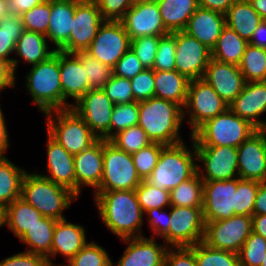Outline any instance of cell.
Returning <instances> with one entry per match:
<instances>
[{"label": "cell", "instance_id": "obj_1", "mask_svg": "<svg viewBox=\"0 0 266 266\" xmlns=\"http://www.w3.org/2000/svg\"><path fill=\"white\" fill-rule=\"evenodd\" d=\"M94 205L102 223L121 239L143 236L144 214L135 190L94 191Z\"/></svg>", "mask_w": 266, "mask_h": 266}, {"label": "cell", "instance_id": "obj_2", "mask_svg": "<svg viewBox=\"0 0 266 266\" xmlns=\"http://www.w3.org/2000/svg\"><path fill=\"white\" fill-rule=\"evenodd\" d=\"M138 126L152 142L175 145L183 142L180 134L183 127V109L157 97L139 101Z\"/></svg>", "mask_w": 266, "mask_h": 266}, {"label": "cell", "instance_id": "obj_3", "mask_svg": "<svg viewBox=\"0 0 266 266\" xmlns=\"http://www.w3.org/2000/svg\"><path fill=\"white\" fill-rule=\"evenodd\" d=\"M189 138V148L184 141L162 148L157 165L146 179L149 184L170 192L197 172L194 140L191 136Z\"/></svg>", "mask_w": 266, "mask_h": 266}, {"label": "cell", "instance_id": "obj_4", "mask_svg": "<svg viewBox=\"0 0 266 266\" xmlns=\"http://www.w3.org/2000/svg\"><path fill=\"white\" fill-rule=\"evenodd\" d=\"M21 198L34 206L44 217L58 221L66 219L64 210L70 208L78 196L37 171H27L22 182Z\"/></svg>", "mask_w": 266, "mask_h": 266}, {"label": "cell", "instance_id": "obj_5", "mask_svg": "<svg viewBox=\"0 0 266 266\" xmlns=\"http://www.w3.org/2000/svg\"><path fill=\"white\" fill-rule=\"evenodd\" d=\"M25 88L42 114L63 109L59 50L47 60L32 65L25 75Z\"/></svg>", "mask_w": 266, "mask_h": 266}, {"label": "cell", "instance_id": "obj_6", "mask_svg": "<svg viewBox=\"0 0 266 266\" xmlns=\"http://www.w3.org/2000/svg\"><path fill=\"white\" fill-rule=\"evenodd\" d=\"M43 115L47 133L73 156L99 139L72 108L53 110Z\"/></svg>", "mask_w": 266, "mask_h": 266}, {"label": "cell", "instance_id": "obj_7", "mask_svg": "<svg viewBox=\"0 0 266 266\" xmlns=\"http://www.w3.org/2000/svg\"><path fill=\"white\" fill-rule=\"evenodd\" d=\"M257 130L248 120L229 108L201 125L191 137L195 146L238 147Z\"/></svg>", "mask_w": 266, "mask_h": 266}, {"label": "cell", "instance_id": "obj_8", "mask_svg": "<svg viewBox=\"0 0 266 266\" xmlns=\"http://www.w3.org/2000/svg\"><path fill=\"white\" fill-rule=\"evenodd\" d=\"M141 182L131 154L103 139V175L95 191L135 190Z\"/></svg>", "mask_w": 266, "mask_h": 266}, {"label": "cell", "instance_id": "obj_9", "mask_svg": "<svg viewBox=\"0 0 266 266\" xmlns=\"http://www.w3.org/2000/svg\"><path fill=\"white\" fill-rule=\"evenodd\" d=\"M229 106L203 79L190 80L183 107V120L191 128L190 136L206 121L224 113ZM188 120V121H187Z\"/></svg>", "mask_w": 266, "mask_h": 266}, {"label": "cell", "instance_id": "obj_10", "mask_svg": "<svg viewBox=\"0 0 266 266\" xmlns=\"http://www.w3.org/2000/svg\"><path fill=\"white\" fill-rule=\"evenodd\" d=\"M170 227L162 238L168 247H191L204 238L202 207L171 206Z\"/></svg>", "mask_w": 266, "mask_h": 266}, {"label": "cell", "instance_id": "obj_11", "mask_svg": "<svg viewBox=\"0 0 266 266\" xmlns=\"http://www.w3.org/2000/svg\"><path fill=\"white\" fill-rule=\"evenodd\" d=\"M252 232L251 216L234 215L228 219L205 223L203 242L212 248L238 254Z\"/></svg>", "mask_w": 266, "mask_h": 266}, {"label": "cell", "instance_id": "obj_12", "mask_svg": "<svg viewBox=\"0 0 266 266\" xmlns=\"http://www.w3.org/2000/svg\"><path fill=\"white\" fill-rule=\"evenodd\" d=\"M105 22L95 0H75V13L68 43L61 49L67 53L85 52Z\"/></svg>", "mask_w": 266, "mask_h": 266}, {"label": "cell", "instance_id": "obj_13", "mask_svg": "<svg viewBox=\"0 0 266 266\" xmlns=\"http://www.w3.org/2000/svg\"><path fill=\"white\" fill-rule=\"evenodd\" d=\"M195 150L197 172L203 181L231 180L238 177L237 147L195 146Z\"/></svg>", "mask_w": 266, "mask_h": 266}, {"label": "cell", "instance_id": "obj_14", "mask_svg": "<svg viewBox=\"0 0 266 266\" xmlns=\"http://www.w3.org/2000/svg\"><path fill=\"white\" fill-rule=\"evenodd\" d=\"M130 42V37L120 21H105L85 52L113 68L130 49Z\"/></svg>", "mask_w": 266, "mask_h": 266}, {"label": "cell", "instance_id": "obj_15", "mask_svg": "<svg viewBox=\"0 0 266 266\" xmlns=\"http://www.w3.org/2000/svg\"><path fill=\"white\" fill-rule=\"evenodd\" d=\"M114 105L103 89H97L89 90L71 108L99 139L110 140V121Z\"/></svg>", "mask_w": 266, "mask_h": 266}, {"label": "cell", "instance_id": "obj_16", "mask_svg": "<svg viewBox=\"0 0 266 266\" xmlns=\"http://www.w3.org/2000/svg\"><path fill=\"white\" fill-rule=\"evenodd\" d=\"M238 177L231 180L203 181L204 222L228 219L235 215Z\"/></svg>", "mask_w": 266, "mask_h": 266}, {"label": "cell", "instance_id": "obj_17", "mask_svg": "<svg viewBox=\"0 0 266 266\" xmlns=\"http://www.w3.org/2000/svg\"><path fill=\"white\" fill-rule=\"evenodd\" d=\"M175 69L189 80L202 79L211 60V50L184 31L175 32Z\"/></svg>", "mask_w": 266, "mask_h": 266}, {"label": "cell", "instance_id": "obj_18", "mask_svg": "<svg viewBox=\"0 0 266 266\" xmlns=\"http://www.w3.org/2000/svg\"><path fill=\"white\" fill-rule=\"evenodd\" d=\"M238 177L266 182V130L257 129L237 147Z\"/></svg>", "mask_w": 266, "mask_h": 266}, {"label": "cell", "instance_id": "obj_19", "mask_svg": "<svg viewBox=\"0 0 266 266\" xmlns=\"http://www.w3.org/2000/svg\"><path fill=\"white\" fill-rule=\"evenodd\" d=\"M202 79L229 106L241 93L246 83L238 65L210 60Z\"/></svg>", "mask_w": 266, "mask_h": 266}, {"label": "cell", "instance_id": "obj_20", "mask_svg": "<svg viewBox=\"0 0 266 266\" xmlns=\"http://www.w3.org/2000/svg\"><path fill=\"white\" fill-rule=\"evenodd\" d=\"M130 40L141 36H164L165 29L157 3L133 4L120 20Z\"/></svg>", "mask_w": 266, "mask_h": 266}, {"label": "cell", "instance_id": "obj_21", "mask_svg": "<svg viewBox=\"0 0 266 266\" xmlns=\"http://www.w3.org/2000/svg\"><path fill=\"white\" fill-rule=\"evenodd\" d=\"M229 109L257 129H265L266 119L262 116L266 113V81L246 82Z\"/></svg>", "mask_w": 266, "mask_h": 266}, {"label": "cell", "instance_id": "obj_22", "mask_svg": "<svg viewBox=\"0 0 266 266\" xmlns=\"http://www.w3.org/2000/svg\"><path fill=\"white\" fill-rule=\"evenodd\" d=\"M128 244L123 254L112 262V266H164V257L168 246L159 244L152 237H136L121 239Z\"/></svg>", "mask_w": 266, "mask_h": 266}, {"label": "cell", "instance_id": "obj_23", "mask_svg": "<svg viewBox=\"0 0 266 266\" xmlns=\"http://www.w3.org/2000/svg\"><path fill=\"white\" fill-rule=\"evenodd\" d=\"M59 68L63 109H68L89 91L88 80L80 59L74 53L59 50ZM69 98L74 99V102H69Z\"/></svg>", "mask_w": 266, "mask_h": 266}, {"label": "cell", "instance_id": "obj_24", "mask_svg": "<svg viewBox=\"0 0 266 266\" xmlns=\"http://www.w3.org/2000/svg\"><path fill=\"white\" fill-rule=\"evenodd\" d=\"M46 143L47 169H45V171L47 174L37 173L56 184L68 188L76 194L74 156L48 133Z\"/></svg>", "mask_w": 266, "mask_h": 266}, {"label": "cell", "instance_id": "obj_25", "mask_svg": "<svg viewBox=\"0 0 266 266\" xmlns=\"http://www.w3.org/2000/svg\"><path fill=\"white\" fill-rule=\"evenodd\" d=\"M76 195L81 196L83 187H93L95 191L103 175V139H98L88 149L74 155Z\"/></svg>", "mask_w": 266, "mask_h": 266}, {"label": "cell", "instance_id": "obj_26", "mask_svg": "<svg viewBox=\"0 0 266 266\" xmlns=\"http://www.w3.org/2000/svg\"><path fill=\"white\" fill-rule=\"evenodd\" d=\"M86 232L84 226L67 221V218L58 220L54 229L51 254L48 257L50 265L58 266L53 262L58 254L66 258V262L74 257L88 242Z\"/></svg>", "mask_w": 266, "mask_h": 266}, {"label": "cell", "instance_id": "obj_27", "mask_svg": "<svg viewBox=\"0 0 266 266\" xmlns=\"http://www.w3.org/2000/svg\"><path fill=\"white\" fill-rule=\"evenodd\" d=\"M225 26L224 14L199 6L189 18L184 32L212 50Z\"/></svg>", "mask_w": 266, "mask_h": 266}, {"label": "cell", "instance_id": "obj_28", "mask_svg": "<svg viewBox=\"0 0 266 266\" xmlns=\"http://www.w3.org/2000/svg\"><path fill=\"white\" fill-rule=\"evenodd\" d=\"M75 13V0H51V14L47 39L54 49L61 50L67 43Z\"/></svg>", "mask_w": 266, "mask_h": 266}, {"label": "cell", "instance_id": "obj_29", "mask_svg": "<svg viewBox=\"0 0 266 266\" xmlns=\"http://www.w3.org/2000/svg\"><path fill=\"white\" fill-rule=\"evenodd\" d=\"M55 51L54 48L51 49V46H49L46 35L24 30L15 45L14 53L20 58L18 60L13 56L12 68L14 73L16 74L20 59L32 66L47 60Z\"/></svg>", "mask_w": 266, "mask_h": 266}, {"label": "cell", "instance_id": "obj_30", "mask_svg": "<svg viewBox=\"0 0 266 266\" xmlns=\"http://www.w3.org/2000/svg\"><path fill=\"white\" fill-rule=\"evenodd\" d=\"M155 97L185 106L190 80L176 69L154 71Z\"/></svg>", "mask_w": 266, "mask_h": 266}, {"label": "cell", "instance_id": "obj_31", "mask_svg": "<svg viewBox=\"0 0 266 266\" xmlns=\"http://www.w3.org/2000/svg\"><path fill=\"white\" fill-rule=\"evenodd\" d=\"M157 5L163 25L169 33L184 31L189 18L199 7L198 0H159Z\"/></svg>", "mask_w": 266, "mask_h": 266}, {"label": "cell", "instance_id": "obj_32", "mask_svg": "<svg viewBox=\"0 0 266 266\" xmlns=\"http://www.w3.org/2000/svg\"><path fill=\"white\" fill-rule=\"evenodd\" d=\"M43 215L21 197L4 208V227L18 239L41 219Z\"/></svg>", "mask_w": 266, "mask_h": 266}, {"label": "cell", "instance_id": "obj_33", "mask_svg": "<svg viewBox=\"0 0 266 266\" xmlns=\"http://www.w3.org/2000/svg\"><path fill=\"white\" fill-rule=\"evenodd\" d=\"M225 21L229 28L249 42L262 18L248 0H237L226 12Z\"/></svg>", "mask_w": 266, "mask_h": 266}, {"label": "cell", "instance_id": "obj_34", "mask_svg": "<svg viewBox=\"0 0 266 266\" xmlns=\"http://www.w3.org/2000/svg\"><path fill=\"white\" fill-rule=\"evenodd\" d=\"M56 222L57 220L43 216L35 225L27 229L19 238L20 242L27 247L25 251L40 254L48 258L51 254Z\"/></svg>", "mask_w": 266, "mask_h": 266}, {"label": "cell", "instance_id": "obj_35", "mask_svg": "<svg viewBox=\"0 0 266 266\" xmlns=\"http://www.w3.org/2000/svg\"><path fill=\"white\" fill-rule=\"evenodd\" d=\"M27 171L8 157L0 159V206L5 208L21 197L22 182Z\"/></svg>", "mask_w": 266, "mask_h": 266}, {"label": "cell", "instance_id": "obj_36", "mask_svg": "<svg viewBox=\"0 0 266 266\" xmlns=\"http://www.w3.org/2000/svg\"><path fill=\"white\" fill-rule=\"evenodd\" d=\"M248 42L227 25L222 29L211 57L220 62L239 65Z\"/></svg>", "mask_w": 266, "mask_h": 266}, {"label": "cell", "instance_id": "obj_37", "mask_svg": "<svg viewBox=\"0 0 266 266\" xmlns=\"http://www.w3.org/2000/svg\"><path fill=\"white\" fill-rule=\"evenodd\" d=\"M170 206L203 207V180L198 172L170 191Z\"/></svg>", "mask_w": 266, "mask_h": 266}, {"label": "cell", "instance_id": "obj_38", "mask_svg": "<svg viewBox=\"0 0 266 266\" xmlns=\"http://www.w3.org/2000/svg\"><path fill=\"white\" fill-rule=\"evenodd\" d=\"M238 66L246 82L266 81V49L248 44Z\"/></svg>", "mask_w": 266, "mask_h": 266}, {"label": "cell", "instance_id": "obj_39", "mask_svg": "<svg viewBox=\"0 0 266 266\" xmlns=\"http://www.w3.org/2000/svg\"><path fill=\"white\" fill-rule=\"evenodd\" d=\"M24 31L19 16L8 15L0 20V58L12 64L15 45ZM11 54V55H10ZM11 56V58H10Z\"/></svg>", "mask_w": 266, "mask_h": 266}, {"label": "cell", "instance_id": "obj_40", "mask_svg": "<svg viewBox=\"0 0 266 266\" xmlns=\"http://www.w3.org/2000/svg\"><path fill=\"white\" fill-rule=\"evenodd\" d=\"M190 248L194 251L197 266H240L238 254L212 248L203 241Z\"/></svg>", "mask_w": 266, "mask_h": 266}, {"label": "cell", "instance_id": "obj_41", "mask_svg": "<svg viewBox=\"0 0 266 266\" xmlns=\"http://www.w3.org/2000/svg\"><path fill=\"white\" fill-rule=\"evenodd\" d=\"M74 54L80 59L82 67L86 71L89 90L103 89L113 75L112 68L101 63L86 52Z\"/></svg>", "mask_w": 266, "mask_h": 266}, {"label": "cell", "instance_id": "obj_42", "mask_svg": "<svg viewBox=\"0 0 266 266\" xmlns=\"http://www.w3.org/2000/svg\"><path fill=\"white\" fill-rule=\"evenodd\" d=\"M58 266H112L108 251L95 241L87 244L67 264Z\"/></svg>", "mask_w": 266, "mask_h": 266}, {"label": "cell", "instance_id": "obj_43", "mask_svg": "<svg viewBox=\"0 0 266 266\" xmlns=\"http://www.w3.org/2000/svg\"><path fill=\"white\" fill-rule=\"evenodd\" d=\"M135 193L143 214L153 208L164 209L170 207V192L154 187L146 180H142L136 187Z\"/></svg>", "mask_w": 266, "mask_h": 266}, {"label": "cell", "instance_id": "obj_44", "mask_svg": "<svg viewBox=\"0 0 266 266\" xmlns=\"http://www.w3.org/2000/svg\"><path fill=\"white\" fill-rule=\"evenodd\" d=\"M109 141L128 154H133L152 143L146 132L138 125L118 132Z\"/></svg>", "mask_w": 266, "mask_h": 266}, {"label": "cell", "instance_id": "obj_45", "mask_svg": "<svg viewBox=\"0 0 266 266\" xmlns=\"http://www.w3.org/2000/svg\"><path fill=\"white\" fill-rule=\"evenodd\" d=\"M139 104H115L110 121V139L118 132L138 124Z\"/></svg>", "mask_w": 266, "mask_h": 266}, {"label": "cell", "instance_id": "obj_46", "mask_svg": "<svg viewBox=\"0 0 266 266\" xmlns=\"http://www.w3.org/2000/svg\"><path fill=\"white\" fill-rule=\"evenodd\" d=\"M50 14L51 0H44L29 11L22 13L21 19L24 30L47 35Z\"/></svg>", "mask_w": 266, "mask_h": 266}, {"label": "cell", "instance_id": "obj_47", "mask_svg": "<svg viewBox=\"0 0 266 266\" xmlns=\"http://www.w3.org/2000/svg\"><path fill=\"white\" fill-rule=\"evenodd\" d=\"M265 253L266 239L252 232L238 252L240 266H261Z\"/></svg>", "mask_w": 266, "mask_h": 266}, {"label": "cell", "instance_id": "obj_48", "mask_svg": "<svg viewBox=\"0 0 266 266\" xmlns=\"http://www.w3.org/2000/svg\"><path fill=\"white\" fill-rule=\"evenodd\" d=\"M164 144L152 142L148 146L131 154L138 176L146 180L157 165Z\"/></svg>", "mask_w": 266, "mask_h": 266}, {"label": "cell", "instance_id": "obj_49", "mask_svg": "<svg viewBox=\"0 0 266 266\" xmlns=\"http://www.w3.org/2000/svg\"><path fill=\"white\" fill-rule=\"evenodd\" d=\"M260 183L261 182L244 180L238 177L235 215H253L254 202Z\"/></svg>", "mask_w": 266, "mask_h": 266}, {"label": "cell", "instance_id": "obj_50", "mask_svg": "<svg viewBox=\"0 0 266 266\" xmlns=\"http://www.w3.org/2000/svg\"><path fill=\"white\" fill-rule=\"evenodd\" d=\"M175 32L159 38L158 50L153 65L154 71L175 70Z\"/></svg>", "mask_w": 266, "mask_h": 266}, {"label": "cell", "instance_id": "obj_51", "mask_svg": "<svg viewBox=\"0 0 266 266\" xmlns=\"http://www.w3.org/2000/svg\"><path fill=\"white\" fill-rule=\"evenodd\" d=\"M161 36H141L130 42V48L137 55L145 69H153L159 38Z\"/></svg>", "mask_w": 266, "mask_h": 266}, {"label": "cell", "instance_id": "obj_52", "mask_svg": "<svg viewBox=\"0 0 266 266\" xmlns=\"http://www.w3.org/2000/svg\"><path fill=\"white\" fill-rule=\"evenodd\" d=\"M106 96L114 104H128L134 102L130 79L112 75L103 87Z\"/></svg>", "mask_w": 266, "mask_h": 266}, {"label": "cell", "instance_id": "obj_53", "mask_svg": "<svg viewBox=\"0 0 266 266\" xmlns=\"http://www.w3.org/2000/svg\"><path fill=\"white\" fill-rule=\"evenodd\" d=\"M134 101L148 100L155 97L154 70L145 69L130 79Z\"/></svg>", "mask_w": 266, "mask_h": 266}, {"label": "cell", "instance_id": "obj_54", "mask_svg": "<svg viewBox=\"0 0 266 266\" xmlns=\"http://www.w3.org/2000/svg\"><path fill=\"white\" fill-rule=\"evenodd\" d=\"M159 209V208H153L148 210L145 215L147 217V224L149 225V229H151L150 237L155 238H163L169 231L170 227V216H171V206L168 208L170 209L168 212H166L168 209Z\"/></svg>", "mask_w": 266, "mask_h": 266}, {"label": "cell", "instance_id": "obj_55", "mask_svg": "<svg viewBox=\"0 0 266 266\" xmlns=\"http://www.w3.org/2000/svg\"><path fill=\"white\" fill-rule=\"evenodd\" d=\"M143 70H145V68L131 48L117 61L115 66L112 68L114 76L123 77L126 79L134 78Z\"/></svg>", "mask_w": 266, "mask_h": 266}, {"label": "cell", "instance_id": "obj_56", "mask_svg": "<svg viewBox=\"0 0 266 266\" xmlns=\"http://www.w3.org/2000/svg\"><path fill=\"white\" fill-rule=\"evenodd\" d=\"M105 21H120L133 0H95Z\"/></svg>", "mask_w": 266, "mask_h": 266}, {"label": "cell", "instance_id": "obj_57", "mask_svg": "<svg viewBox=\"0 0 266 266\" xmlns=\"http://www.w3.org/2000/svg\"><path fill=\"white\" fill-rule=\"evenodd\" d=\"M164 266H197L194 251L190 247H168Z\"/></svg>", "mask_w": 266, "mask_h": 266}, {"label": "cell", "instance_id": "obj_58", "mask_svg": "<svg viewBox=\"0 0 266 266\" xmlns=\"http://www.w3.org/2000/svg\"><path fill=\"white\" fill-rule=\"evenodd\" d=\"M0 266H51L47 257L21 251L0 261Z\"/></svg>", "mask_w": 266, "mask_h": 266}, {"label": "cell", "instance_id": "obj_59", "mask_svg": "<svg viewBox=\"0 0 266 266\" xmlns=\"http://www.w3.org/2000/svg\"><path fill=\"white\" fill-rule=\"evenodd\" d=\"M16 78L12 64L0 58V93L6 91L7 88H14L17 82Z\"/></svg>", "mask_w": 266, "mask_h": 266}, {"label": "cell", "instance_id": "obj_60", "mask_svg": "<svg viewBox=\"0 0 266 266\" xmlns=\"http://www.w3.org/2000/svg\"><path fill=\"white\" fill-rule=\"evenodd\" d=\"M44 0H7L9 15L21 17L22 13L42 3Z\"/></svg>", "mask_w": 266, "mask_h": 266}, {"label": "cell", "instance_id": "obj_61", "mask_svg": "<svg viewBox=\"0 0 266 266\" xmlns=\"http://www.w3.org/2000/svg\"><path fill=\"white\" fill-rule=\"evenodd\" d=\"M235 1L237 0H198V5L225 15Z\"/></svg>", "mask_w": 266, "mask_h": 266}, {"label": "cell", "instance_id": "obj_62", "mask_svg": "<svg viewBox=\"0 0 266 266\" xmlns=\"http://www.w3.org/2000/svg\"><path fill=\"white\" fill-rule=\"evenodd\" d=\"M252 46L266 49V20H262L248 42Z\"/></svg>", "mask_w": 266, "mask_h": 266}, {"label": "cell", "instance_id": "obj_63", "mask_svg": "<svg viewBox=\"0 0 266 266\" xmlns=\"http://www.w3.org/2000/svg\"><path fill=\"white\" fill-rule=\"evenodd\" d=\"M262 214L266 215V182L259 184L253 209V215Z\"/></svg>", "mask_w": 266, "mask_h": 266}, {"label": "cell", "instance_id": "obj_64", "mask_svg": "<svg viewBox=\"0 0 266 266\" xmlns=\"http://www.w3.org/2000/svg\"><path fill=\"white\" fill-rule=\"evenodd\" d=\"M10 145L9 134L7 131L6 118L3 111L0 112V159L5 158Z\"/></svg>", "mask_w": 266, "mask_h": 266}, {"label": "cell", "instance_id": "obj_65", "mask_svg": "<svg viewBox=\"0 0 266 266\" xmlns=\"http://www.w3.org/2000/svg\"><path fill=\"white\" fill-rule=\"evenodd\" d=\"M252 231L266 239V215H252Z\"/></svg>", "mask_w": 266, "mask_h": 266}, {"label": "cell", "instance_id": "obj_66", "mask_svg": "<svg viewBox=\"0 0 266 266\" xmlns=\"http://www.w3.org/2000/svg\"><path fill=\"white\" fill-rule=\"evenodd\" d=\"M262 20H266V0H248Z\"/></svg>", "mask_w": 266, "mask_h": 266}, {"label": "cell", "instance_id": "obj_67", "mask_svg": "<svg viewBox=\"0 0 266 266\" xmlns=\"http://www.w3.org/2000/svg\"><path fill=\"white\" fill-rule=\"evenodd\" d=\"M8 15L9 13L7 0H0V20Z\"/></svg>", "mask_w": 266, "mask_h": 266}, {"label": "cell", "instance_id": "obj_68", "mask_svg": "<svg viewBox=\"0 0 266 266\" xmlns=\"http://www.w3.org/2000/svg\"><path fill=\"white\" fill-rule=\"evenodd\" d=\"M159 0H133V4L157 3Z\"/></svg>", "mask_w": 266, "mask_h": 266}, {"label": "cell", "instance_id": "obj_69", "mask_svg": "<svg viewBox=\"0 0 266 266\" xmlns=\"http://www.w3.org/2000/svg\"><path fill=\"white\" fill-rule=\"evenodd\" d=\"M4 226V208L0 206V229Z\"/></svg>", "mask_w": 266, "mask_h": 266}, {"label": "cell", "instance_id": "obj_70", "mask_svg": "<svg viewBox=\"0 0 266 266\" xmlns=\"http://www.w3.org/2000/svg\"><path fill=\"white\" fill-rule=\"evenodd\" d=\"M261 266H266V253H265V255H264V259H263V261H262Z\"/></svg>", "mask_w": 266, "mask_h": 266}]
</instances>
